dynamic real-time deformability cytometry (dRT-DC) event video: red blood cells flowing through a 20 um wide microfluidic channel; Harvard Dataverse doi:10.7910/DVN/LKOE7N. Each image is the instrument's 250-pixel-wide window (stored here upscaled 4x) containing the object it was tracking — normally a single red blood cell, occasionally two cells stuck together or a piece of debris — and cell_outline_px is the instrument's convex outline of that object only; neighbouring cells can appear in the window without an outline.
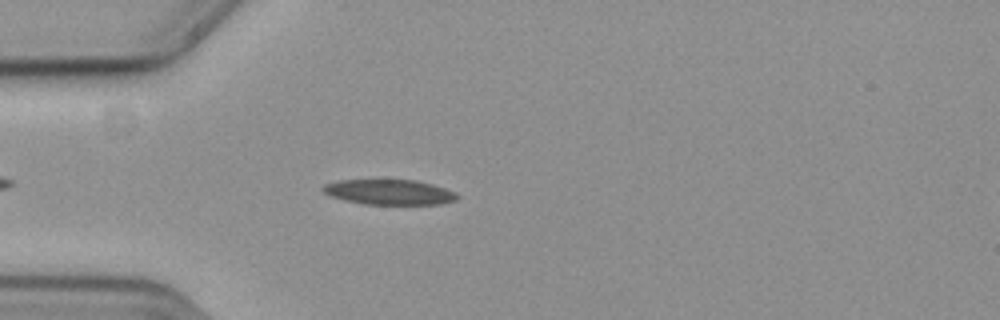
{"species": "common noctule bat (a hibernating species)", "species_latin": "Nyctalus noctula", "temperature_condition": "cold", "stored_images_in_passage": 41, "camera_frame_rate_fps": 3000, "um_per_image_px": 0.085, "animal": {"sex": "female", "body_mass_g": 19.3, "forearm_length_mm": 54.1}, "frame": {"image": 1, "passage_image": 4, "time_ms": 1.0, "image_size_px": [1000, 320], "cell_outline_px": [[460, 196], [456, 200], [444, 204], [364, 204], [344, 200], [328, 196], [320, 188], [324, 184], [340, 180], [412, 180], [432, 184], [456, 192]], "centroid_in_image_um": [33.08, 16.33], "position_along_channel_um": 51.9, "area_um2": 19.77}}
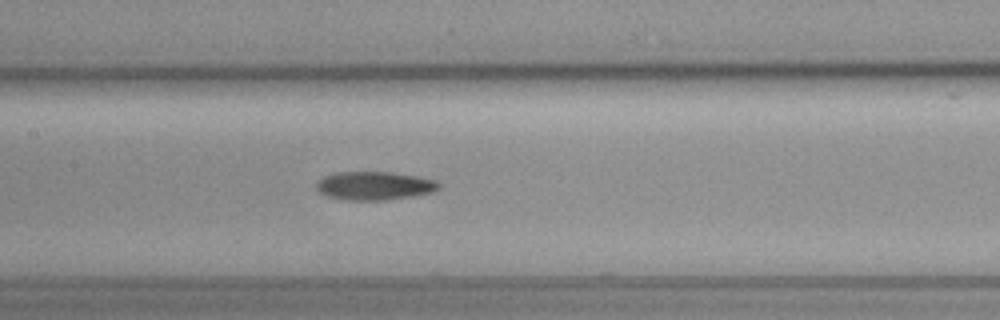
{"frame": {"image": 2, "passage_image": 15, "time_ms": 4.667, "image_size_px": [1000, 320], "cell_outline_px": [[440, 188], [432, 192], [412, 196], [388, 200], [344, 200], [328, 196], [320, 192], [316, 188], [316, 180], [324, 176], [336, 172], [392, 172], [416, 176], [436, 180], [440, 184]], "centroid_in_image_um": [31.81, 15.79], "position_along_channel_um": 175.6, "area_um2": 20.4}}
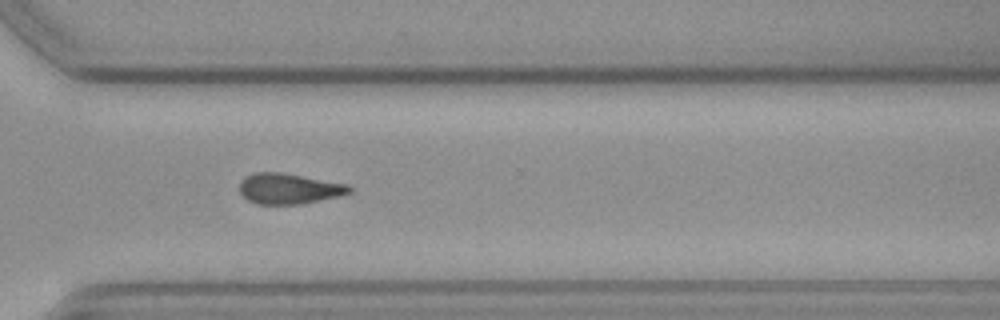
{"frame": {"image": 3, "passage_image": 29, "time_ms": 9.333, "image_size_px": [1000, 320], "cell_outline_px": [[352, 192], [344, 196], [300, 204], [256, 204], [248, 200], [240, 192], [240, 180], [244, 176], [252, 172], [280, 172], [348, 184], [352, 188]], "centroid_in_image_um": [24.58, 16.03], "position_along_channel_um": 346.0, "area_um2": 19.83}}